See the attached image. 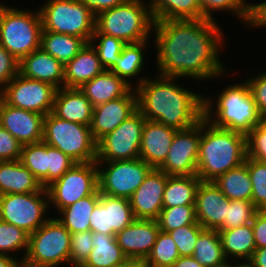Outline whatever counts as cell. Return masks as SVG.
<instances>
[{
  "label": "cell",
  "mask_w": 266,
  "mask_h": 267,
  "mask_svg": "<svg viewBox=\"0 0 266 267\" xmlns=\"http://www.w3.org/2000/svg\"><path fill=\"white\" fill-rule=\"evenodd\" d=\"M217 22L204 18L155 21L151 43L156 49V74L200 82L227 76L220 59L225 31Z\"/></svg>",
  "instance_id": "obj_1"
},
{
  "label": "cell",
  "mask_w": 266,
  "mask_h": 267,
  "mask_svg": "<svg viewBox=\"0 0 266 267\" xmlns=\"http://www.w3.org/2000/svg\"><path fill=\"white\" fill-rule=\"evenodd\" d=\"M155 75L135 87L137 109L144 118L176 130L199 123L203 118V93L184 88L176 77Z\"/></svg>",
  "instance_id": "obj_2"
},
{
  "label": "cell",
  "mask_w": 266,
  "mask_h": 267,
  "mask_svg": "<svg viewBox=\"0 0 266 267\" xmlns=\"http://www.w3.org/2000/svg\"><path fill=\"white\" fill-rule=\"evenodd\" d=\"M247 158V136L213 126L201 119V139L196 175L201 181H214L239 167Z\"/></svg>",
  "instance_id": "obj_3"
},
{
  "label": "cell",
  "mask_w": 266,
  "mask_h": 267,
  "mask_svg": "<svg viewBox=\"0 0 266 267\" xmlns=\"http://www.w3.org/2000/svg\"><path fill=\"white\" fill-rule=\"evenodd\" d=\"M218 94L216 100L203 94V118L213 126L247 135L264 120L246 80L230 83Z\"/></svg>",
  "instance_id": "obj_4"
},
{
  "label": "cell",
  "mask_w": 266,
  "mask_h": 267,
  "mask_svg": "<svg viewBox=\"0 0 266 267\" xmlns=\"http://www.w3.org/2000/svg\"><path fill=\"white\" fill-rule=\"evenodd\" d=\"M153 24L146 0H129L96 15V29L100 33L121 39L126 44L150 40Z\"/></svg>",
  "instance_id": "obj_5"
},
{
  "label": "cell",
  "mask_w": 266,
  "mask_h": 267,
  "mask_svg": "<svg viewBox=\"0 0 266 267\" xmlns=\"http://www.w3.org/2000/svg\"><path fill=\"white\" fill-rule=\"evenodd\" d=\"M42 19L36 10L7 6L0 17V45L18 61L41 47Z\"/></svg>",
  "instance_id": "obj_6"
},
{
  "label": "cell",
  "mask_w": 266,
  "mask_h": 267,
  "mask_svg": "<svg viewBox=\"0 0 266 267\" xmlns=\"http://www.w3.org/2000/svg\"><path fill=\"white\" fill-rule=\"evenodd\" d=\"M38 6L45 31L83 38L87 43L96 29V15L83 0H45Z\"/></svg>",
  "instance_id": "obj_7"
},
{
  "label": "cell",
  "mask_w": 266,
  "mask_h": 267,
  "mask_svg": "<svg viewBox=\"0 0 266 267\" xmlns=\"http://www.w3.org/2000/svg\"><path fill=\"white\" fill-rule=\"evenodd\" d=\"M42 141L68 155L76 163L96 162L97 143L90 126L73 123L55 116L44 117Z\"/></svg>",
  "instance_id": "obj_8"
},
{
  "label": "cell",
  "mask_w": 266,
  "mask_h": 267,
  "mask_svg": "<svg viewBox=\"0 0 266 267\" xmlns=\"http://www.w3.org/2000/svg\"><path fill=\"white\" fill-rule=\"evenodd\" d=\"M51 217L29 235L25 259L56 267H70L71 233L61 224L57 216Z\"/></svg>",
  "instance_id": "obj_9"
},
{
  "label": "cell",
  "mask_w": 266,
  "mask_h": 267,
  "mask_svg": "<svg viewBox=\"0 0 266 267\" xmlns=\"http://www.w3.org/2000/svg\"><path fill=\"white\" fill-rule=\"evenodd\" d=\"M49 212L46 188L32 193L0 195V220L23 229L29 235L49 219Z\"/></svg>",
  "instance_id": "obj_10"
},
{
  "label": "cell",
  "mask_w": 266,
  "mask_h": 267,
  "mask_svg": "<svg viewBox=\"0 0 266 267\" xmlns=\"http://www.w3.org/2000/svg\"><path fill=\"white\" fill-rule=\"evenodd\" d=\"M97 189L96 162L75 163L61 178L46 187L49 210L53 208L58 213L79 199L92 195Z\"/></svg>",
  "instance_id": "obj_11"
},
{
  "label": "cell",
  "mask_w": 266,
  "mask_h": 267,
  "mask_svg": "<svg viewBox=\"0 0 266 267\" xmlns=\"http://www.w3.org/2000/svg\"><path fill=\"white\" fill-rule=\"evenodd\" d=\"M98 190L102 194L129 199L153 169L142 159L96 162ZM107 166V167H106Z\"/></svg>",
  "instance_id": "obj_12"
},
{
  "label": "cell",
  "mask_w": 266,
  "mask_h": 267,
  "mask_svg": "<svg viewBox=\"0 0 266 267\" xmlns=\"http://www.w3.org/2000/svg\"><path fill=\"white\" fill-rule=\"evenodd\" d=\"M146 119L137 110L114 131L97 142L96 162L133 160L139 158L142 130Z\"/></svg>",
  "instance_id": "obj_13"
},
{
  "label": "cell",
  "mask_w": 266,
  "mask_h": 267,
  "mask_svg": "<svg viewBox=\"0 0 266 267\" xmlns=\"http://www.w3.org/2000/svg\"><path fill=\"white\" fill-rule=\"evenodd\" d=\"M57 88L19 73L0 91V97L17 108L46 116L53 110Z\"/></svg>",
  "instance_id": "obj_14"
},
{
  "label": "cell",
  "mask_w": 266,
  "mask_h": 267,
  "mask_svg": "<svg viewBox=\"0 0 266 267\" xmlns=\"http://www.w3.org/2000/svg\"><path fill=\"white\" fill-rule=\"evenodd\" d=\"M201 139V120L194 127L178 130L164 163L158 168L167 175H196Z\"/></svg>",
  "instance_id": "obj_15"
},
{
  "label": "cell",
  "mask_w": 266,
  "mask_h": 267,
  "mask_svg": "<svg viewBox=\"0 0 266 267\" xmlns=\"http://www.w3.org/2000/svg\"><path fill=\"white\" fill-rule=\"evenodd\" d=\"M137 93L132 88L126 95L93 107L91 135L97 143L137 111Z\"/></svg>",
  "instance_id": "obj_16"
},
{
  "label": "cell",
  "mask_w": 266,
  "mask_h": 267,
  "mask_svg": "<svg viewBox=\"0 0 266 267\" xmlns=\"http://www.w3.org/2000/svg\"><path fill=\"white\" fill-rule=\"evenodd\" d=\"M167 174L153 168L129 198L136 219L157 220L163 208Z\"/></svg>",
  "instance_id": "obj_17"
},
{
  "label": "cell",
  "mask_w": 266,
  "mask_h": 267,
  "mask_svg": "<svg viewBox=\"0 0 266 267\" xmlns=\"http://www.w3.org/2000/svg\"><path fill=\"white\" fill-rule=\"evenodd\" d=\"M44 117L39 113L8 105L0 97V125L21 145L42 141Z\"/></svg>",
  "instance_id": "obj_18"
},
{
  "label": "cell",
  "mask_w": 266,
  "mask_h": 267,
  "mask_svg": "<svg viewBox=\"0 0 266 267\" xmlns=\"http://www.w3.org/2000/svg\"><path fill=\"white\" fill-rule=\"evenodd\" d=\"M160 228L157 220L135 219L115 234L116 241L128 259L143 262L154 246Z\"/></svg>",
  "instance_id": "obj_19"
},
{
  "label": "cell",
  "mask_w": 266,
  "mask_h": 267,
  "mask_svg": "<svg viewBox=\"0 0 266 267\" xmlns=\"http://www.w3.org/2000/svg\"><path fill=\"white\" fill-rule=\"evenodd\" d=\"M229 201L213 181H201L195 200L197 222L204 229L218 230L226 217Z\"/></svg>",
  "instance_id": "obj_20"
},
{
  "label": "cell",
  "mask_w": 266,
  "mask_h": 267,
  "mask_svg": "<svg viewBox=\"0 0 266 267\" xmlns=\"http://www.w3.org/2000/svg\"><path fill=\"white\" fill-rule=\"evenodd\" d=\"M177 131L157 121L146 120L142 130L139 158L152 168L158 169L166 160Z\"/></svg>",
  "instance_id": "obj_21"
},
{
  "label": "cell",
  "mask_w": 266,
  "mask_h": 267,
  "mask_svg": "<svg viewBox=\"0 0 266 267\" xmlns=\"http://www.w3.org/2000/svg\"><path fill=\"white\" fill-rule=\"evenodd\" d=\"M63 66L41 47L19 61V74L25 78L46 82L57 89L64 87Z\"/></svg>",
  "instance_id": "obj_22"
},
{
  "label": "cell",
  "mask_w": 266,
  "mask_h": 267,
  "mask_svg": "<svg viewBox=\"0 0 266 267\" xmlns=\"http://www.w3.org/2000/svg\"><path fill=\"white\" fill-rule=\"evenodd\" d=\"M52 113L60 119L90 126L93 106L78 88L57 89Z\"/></svg>",
  "instance_id": "obj_23"
},
{
  "label": "cell",
  "mask_w": 266,
  "mask_h": 267,
  "mask_svg": "<svg viewBox=\"0 0 266 267\" xmlns=\"http://www.w3.org/2000/svg\"><path fill=\"white\" fill-rule=\"evenodd\" d=\"M104 71L105 68L102 66L95 48L90 42L86 43L80 52L65 65L64 87L80 88L84 83Z\"/></svg>",
  "instance_id": "obj_24"
},
{
  "label": "cell",
  "mask_w": 266,
  "mask_h": 267,
  "mask_svg": "<svg viewBox=\"0 0 266 267\" xmlns=\"http://www.w3.org/2000/svg\"><path fill=\"white\" fill-rule=\"evenodd\" d=\"M150 40L142 41L138 43H128L124 46L120 56L116 63L109 69L112 73H115L118 77L123 78L133 88L142 84L149 76L141 75L145 70L146 50H148ZM136 79H133L135 78ZM138 79V80H137ZM136 82L135 84L133 81ZM136 80V81H135Z\"/></svg>",
  "instance_id": "obj_25"
},
{
  "label": "cell",
  "mask_w": 266,
  "mask_h": 267,
  "mask_svg": "<svg viewBox=\"0 0 266 267\" xmlns=\"http://www.w3.org/2000/svg\"><path fill=\"white\" fill-rule=\"evenodd\" d=\"M133 87L115 73L105 70L78 88L93 107L126 95Z\"/></svg>",
  "instance_id": "obj_26"
},
{
  "label": "cell",
  "mask_w": 266,
  "mask_h": 267,
  "mask_svg": "<svg viewBox=\"0 0 266 267\" xmlns=\"http://www.w3.org/2000/svg\"><path fill=\"white\" fill-rule=\"evenodd\" d=\"M44 189L20 160L0 162V195L32 193Z\"/></svg>",
  "instance_id": "obj_27"
},
{
  "label": "cell",
  "mask_w": 266,
  "mask_h": 267,
  "mask_svg": "<svg viewBox=\"0 0 266 267\" xmlns=\"http://www.w3.org/2000/svg\"><path fill=\"white\" fill-rule=\"evenodd\" d=\"M221 239L224 255L228 261L250 260L256 250L252 223L217 230Z\"/></svg>",
  "instance_id": "obj_28"
},
{
  "label": "cell",
  "mask_w": 266,
  "mask_h": 267,
  "mask_svg": "<svg viewBox=\"0 0 266 267\" xmlns=\"http://www.w3.org/2000/svg\"><path fill=\"white\" fill-rule=\"evenodd\" d=\"M155 21L203 19L199 0H146Z\"/></svg>",
  "instance_id": "obj_29"
},
{
  "label": "cell",
  "mask_w": 266,
  "mask_h": 267,
  "mask_svg": "<svg viewBox=\"0 0 266 267\" xmlns=\"http://www.w3.org/2000/svg\"><path fill=\"white\" fill-rule=\"evenodd\" d=\"M92 246L87 260L80 267H111L128 259L118 245L115 235L93 233Z\"/></svg>",
  "instance_id": "obj_30"
},
{
  "label": "cell",
  "mask_w": 266,
  "mask_h": 267,
  "mask_svg": "<svg viewBox=\"0 0 266 267\" xmlns=\"http://www.w3.org/2000/svg\"><path fill=\"white\" fill-rule=\"evenodd\" d=\"M201 179L197 175H167L163 207L195 205Z\"/></svg>",
  "instance_id": "obj_31"
},
{
  "label": "cell",
  "mask_w": 266,
  "mask_h": 267,
  "mask_svg": "<svg viewBox=\"0 0 266 267\" xmlns=\"http://www.w3.org/2000/svg\"><path fill=\"white\" fill-rule=\"evenodd\" d=\"M99 201L100 192L97 189L92 195L79 199L60 210L57 213V219L71 234L88 231L90 230V215Z\"/></svg>",
  "instance_id": "obj_32"
},
{
  "label": "cell",
  "mask_w": 266,
  "mask_h": 267,
  "mask_svg": "<svg viewBox=\"0 0 266 267\" xmlns=\"http://www.w3.org/2000/svg\"><path fill=\"white\" fill-rule=\"evenodd\" d=\"M81 37L42 30L41 48L63 66L70 62L86 45Z\"/></svg>",
  "instance_id": "obj_33"
},
{
  "label": "cell",
  "mask_w": 266,
  "mask_h": 267,
  "mask_svg": "<svg viewBox=\"0 0 266 267\" xmlns=\"http://www.w3.org/2000/svg\"><path fill=\"white\" fill-rule=\"evenodd\" d=\"M213 182L229 200H252V183L245 162L218 176Z\"/></svg>",
  "instance_id": "obj_34"
},
{
  "label": "cell",
  "mask_w": 266,
  "mask_h": 267,
  "mask_svg": "<svg viewBox=\"0 0 266 267\" xmlns=\"http://www.w3.org/2000/svg\"><path fill=\"white\" fill-rule=\"evenodd\" d=\"M192 256L204 267H218L228 262L217 230L203 229L199 233Z\"/></svg>",
  "instance_id": "obj_35"
},
{
  "label": "cell",
  "mask_w": 266,
  "mask_h": 267,
  "mask_svg": "<svg viewBox=\"0 0 266 267\" xmlns=\"http://www.w3.org/2000/svg\"><path fill=\"white\" fill-rule=\"evenodd\" d=\"M20 162L39 180L48 186V144L44 141L22 145Z\"/></svg>",
  "instance_id": "obj_36"
},
{
  "label": "cell",
  "mask_w": 266,
  "mask_h": 267,
  "mask_svg": "<svg viewBox=\"0 0 266 267\" xmlns=\"http://www.w3.org/2000/svg\"><path fill=\"white\" fill-rule=\"evenodd\" d=\"M100 201L108 210L109 227L114 234L122 231L136 219L129 199L100 193Z\"/></svg>",
  "instance_id": "obj_37"
},
{
  "label": "cell",
  "mask_w": 266,
  "mask_h": 267,
  "mask_svg": "<svg viewBox=\"0 0 266 267\" xmlns=\"http://www.w3.org/2000/svg\"><path fill=\"white\" fill-rule=\"evenodd\" d=\"M247 0H199L204 19L215 20V14L226 12L240 19L244 26L248 27L250 21V3ZM215 12V13H214Z\"/></svg>",
  "instance_id": "obj_38"
},
{
  "label": "cell",
  "mask_w": 266,
  "mask_h": 267,
  "mask_svg": "<svg viewBox=\"0 0 266 267\" xmlns=\"http://www.w3.org/2000/svg\"><path fill=\"white\" fill-rule=\"evenodd\" d=\"M179 257L172 237L169 233L160 230L150 254L142 264L144 267H172Z\"/></svg>",
  "instance_id": "obj_39"
},
{
  "label": "cell",
  "mask_w": 266,
  "mask_h": 267,
  "mask_svg": "<svg viewBox=\"0 0 266 267\" xmlns=\"http://www.w3.org/2000/svg\"><path fill=\"white\" fill-rule=\"evenodd\" d=\"M29 234L13 224L0 220V254L11 256L17 260L25 257L28 249ZM17 258L18 252H23ZM15 251V252H14ZM17 252V253H16ZM16 253V255H12Z\"/></svg>",
  "instance_id": "obj_40"
},
{
  "label": "cell",
  "mask_w": 266,
  "mask_h": 267,
  "mask_svg": "<svg viewBox=\"0 0 266 267\" xmlns=\"http://www.w3.org/2000/svg\"><path fill=\"white\" fill-rule=\"evenodd\" d=\"M161 231L170 232L188 224H199L195 205L163 207L157 219Z\"/></svg>",
  "instance_id": "obj_41"
},
{
  "label": "cell",
  "mask_w": 266,
  "mask_h": 267,
  "mask_svg": "<svg viewBox=\"0 0 266 267\" xmlns=\"http://www.w3.org/2000/svg\"><path fill=\"white\" fill-rule=\"evenodd\" d=\"M90 43L95 48L105 70H109L116 63L126 45L123 40L100 33L97 29H95Z\"/></svg>",
  "instance_id": "obj_42"
},
{
  "label": "cell",
  "mask_w": 266,
  "mask_h": 267,
  "mask_svg": "<svg viewBox=\"0 0 266 267\" xmlns=\"http://www.w3.org/2000/svg\"><path fill=\"white\" fill-rule=\"evenodd\" d=\"M245 163L252 183L251 202L258 210H266V163L248 156Z\"/></svg>",
  "instance_id": "obj_43"
},
{
  "label": "cell",
  "mask_w": 266,
  "mask_h": 267,
  "mask_svg": "<svg viewBox=\"0 0 266 267\" xmlns=\"http://www.w3.org/2000/svg\"><path fill=\"white\" fill-rule=\"evenodd\" d=\"M257 211L258 209L251 201L230 200L226 217L218 230H229L249 224L253 221Z\"/></svg>",
  "instance_id": "obj_44"
},
{
  "label": "cell",
  "mask_w": 266,
  "mask_h": 267,
  "mask_svg": "<svg viewBox=\"0 0 266 267\" xmlns=\"http://www.w3.org/2000/svg\"><path fill=\"white\" fill-rule=\"evenodd\" d=\"M204 228L200 224H188L168 232L174 240L180 256H192L199 233Z\"/></svg>",
  "instance_id": "obj_45"
},
{
  "label": "cell",
  "mask_w": 266,
  "mask_h": 267,
  "mask_svg": "<svg viewBox=\"0 0 266 267\" xmlns=\"http://www.w3.org/2000/svg\"><path fill=\"white\" fill-rule=\"evenodd\" d=\"M93 232H77L71 234L70 267H80L88 258L92 246Z\"/></svg>",
  "instance_id": "obj_46"
},
{
  "label": "cell",
  "mask_w": 266,
  "mask_h": 267,
  "mask_svg": "<svg viewBox=\"0 0 266 267\" xmlns=\"http://www.w3.org/2000/svg\"><path fill=\"white\" fill-rule=\"evenodd\" d=\"M247 156L266 163V119L247 135Z\"/></svg>",
  "instance_id": "obj_47"
},
{
  "label": "cell",
  "mask_w": 266,
  "mask_h": 267,
  "mask_svg": "<svg viewBox=\"0 0 266 267\" xmlns=\"http://www.w3.org/2000/svg\"><path fill=\"white\" fill-rule=\"evenodd\" d=\"M75 163L68 155L48 145V185L61 178Z\"/></svg>",
  "instance_id": "obj_48"
},
{
  "label": "cell",
  "mask_w": 266,
  "mask_h": 267,
  "mask_svg": "<svg viewBox=\"0 0 266 267\" xmlns=\"http://www.w3.org/2000/svg\"><path fill=\"white\" fill-rule=\"evenodd\" d=\"M259 114L266 119V72L246 78Z\"/></svg>",
  "instance_id": "obj_49"
},
{
  "label": "cell",
  "mask_w": 266,
  "mask_h": 267,
  "mask_svg": "<svg viewBox=\"0 0 266 267\" xmlns=\"http://www.w3.org/2000/svg\"><path fill=\"white\" fill-rule=\"evenodd\" d=\"M22 145L0 125V162L20 160Z\"/></svg>",
  "instance_id": "obj_50"
},
{
  "label": "cell",
  "mask_w": 266,
  "mask_h": 267,
  "mask_svg": "<svg viewBox=\"0 0 266 267\" xmlns=\"http://www.w3.org/2000/svg\"><path fill=\"white\" fill-rule=\"evenodd\" d=\"M19 73V61L0 45V91Z\"/></svg>",
  "instance_id": "obj_51"
},
{
  "label": "cell",
  "mask_w": 266,
  "mask_h": 267,
  "mask_svg": "<svg viewBox=\"0 0 266 267\" xmlns=\"http://www.w3.org/2000/svg\"><path fill=\"white\" fill-rule=\"evenodd\" d=\"M90 230L93 233L115 235L109 227L108 210L101 201L98 202L90 215Z\"/></svg>",
  "instance_id": "obj_52"
},
{
  "label": "cell",
  "mask_w": 266,
  "mask_h": 267,
  "mask_svg": "<svg viewBox=\"0 0 266 267\" xmlns=\"http://www.w3.org/2000/svg\"><path fill=\"white\" fill-rule=\"evenodd\" d=\"M251 223L256 249L266 247V210H258Z\"/></svg>",
  "instance_id": "obj_53"
},
{
  "label": "cell",
  "mask_w": 266,
  "mask_h": 267,
  "mask_svg": "<svg viewBox=\"0 0 266 267\" xmlns=\"http://www.w3.org/2000/svg\"><path fill=\"white\" fill-rule=\"evenodd\" d=\"M262 27L266 28V0L260 3L250 4V21L248 28L250 29H260Z\"/></svg>",
  "instance_id": "obj_54"
},
{
  "label": "cell",
  "mask_w": 266,
  "mask_h": 267,
  "mask_svg": "<svg viewBox=\"0 0 266 267\" xmlns=\"http://www.w3.org/2000/svg\"><path fill=\"white\" fill-rule=\"evenodd\" d=\"M95 15L100 12L111 9L115 6L124 4L129 0H83Z\"/></svg>",
  "instance_id": "obj_55"
},
{
  "label": "cell",
  "mask_w": 266,
  "mask_h": 267,
  "mask_svg": "<svg viewBox=\"0 0 266 267\" xmlns=\"http://www.w3.org/2000/svg\"><path fill=\"white\" fill-rule=\"evenodd\" d=\"M249 261L254 267H266V247L256 249Z\"/></svg>",
  "instance_id": "obj_56"
},
{
  "label": "cell",
  "mask_w": 266,
  "mask_h": 267,
  "mask_svg": "<svg viewBox=\"0 0 266 267\" xmlns=\"http://www.w3.org/2000/svg\"><path fill=\"white\" fill-rule=\"evenodd\" d=\"M172 267H204L193 256H180Z\"/></svg>",
  "instance_id": "obj_57"
},
{
  "label": "cell",
  "mask_w": 266,
  "mask_h": 267,
  "mask_svg": "<svg viewBox=\"0 0 266 267\" xmlns=\"http://www.w3.org/2000/svg\"><path fill=\"white\" fill-rule=\"evenodd\" d=\"M18 260L14 257L0 254V267H16Z\"/></svg>",
  "instance_id": "obj_58"
},
{
  "label": "cell",
  "mask_w": 266,
  "mask_h": 267,
  "mask_svg": "<svg viewBox=\"0 0 266 267\" xmlns=\"http://www.w3.org/2000/svg\"><path fill=\"white\" fill-rule=\"evenodd\" d=\"M16 267H56L53 265H45L31 262L25 258L19 259Z\"/></svg>",
  "instance_id": "obj_59"
},
{
  "label": "cell",
  "mask_w": 266,
  "mask_h": 267,
  "mask_svg": "<svg viewBox=\"0 0 266 267\" xmlns=\"http://www.w3.org/2000/svg\"><path fill=\"white\" fill-rule=\"evenodd\" d=\"M111 267H144L142 262L136 259H127L123 263Z\"/></svg>",
  "instance_id": "obj_60"
},
{
  "label": "cell",
  "mask_w": 266,
  "mask_h": 267,
  "mask_svg": "<svg viewBox=\"0 0 266 267\" xmlns=\"http://www.w3.org/2000/svg\"><path fill=\"white\" fill-rule=\"evenodd\" d=\"M233 267H254L249 260L233 261Z\"/></svg>",
  "instance_id": "obj_61"
},
{
  "label": "cell",
  "mask_w": 266,
  "mask_h": 267,
  "mask_svg": "<svg viewBox=\"0 0 266 267\" xmlns=\"http://www.w3.org/2000/svg\"><path fill=\"white\" fill-rule=\"evenodd\" d=\"M8 6V4L6 3H3L0 1V17H1V14L3 12V10Z\"/></svg>",
  "instance_id": "obj_62"
},
{
  "label": "cell",
  "mask_w": 266,
  "mask_h": 267,
  "mask_svg": "<svg viewBox=\"0 0 266 267\" xmlns=\"http://www.w3.org/2000/svg\"><path fill=\"white\" fill-rule=\"evenodd\" d=\"M218 267H233V261H228L223 265H220Z\"/></svg>",
  "instance_id": "obj_63"
}]
</instances>
